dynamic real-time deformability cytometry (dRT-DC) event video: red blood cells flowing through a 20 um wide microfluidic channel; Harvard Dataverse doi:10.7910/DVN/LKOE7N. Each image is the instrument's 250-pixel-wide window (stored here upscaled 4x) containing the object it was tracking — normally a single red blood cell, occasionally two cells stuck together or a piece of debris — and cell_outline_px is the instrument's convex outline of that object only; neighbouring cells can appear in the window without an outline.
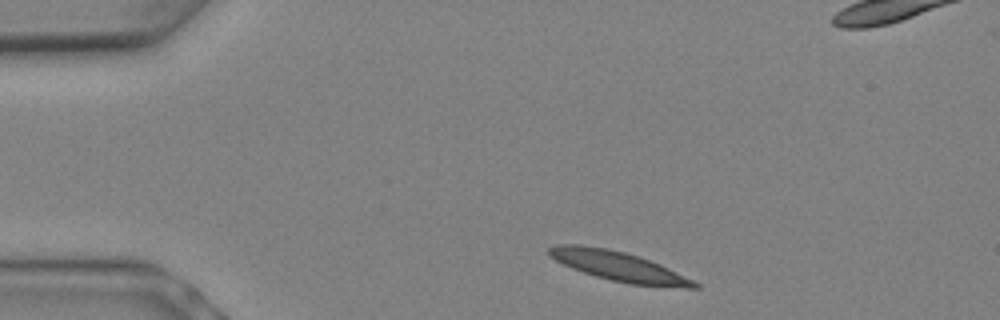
{"species": "Egyptian fruit bat (a non-hibernating species)", "species_latin": "Rousettus aegyptiacus", "temperature_condition": "warm", "stored_images_in_passage": 6, "camera_frame_rate_fps": 3000, "um_per_image_px": 0.085, "animal": {"sex": "female"}, "frame": {"image": 1, "passage_image": 1, "time_ms": 0.0, "image_size_px": [1000, 320], "cell_outline_px": [[700, 288], [684, 288], [632, 284], [612, 280], [596, 276], [572, 268], [548, 256], [548, 248], [556, 244], [580, 244], [608, 248], [624, 252], [660, 264], [700, 284]], "centroid_in_image_um": [52.55, 22.62], "position_along_channel_um": 32.4, "area_um2": 24.74}}
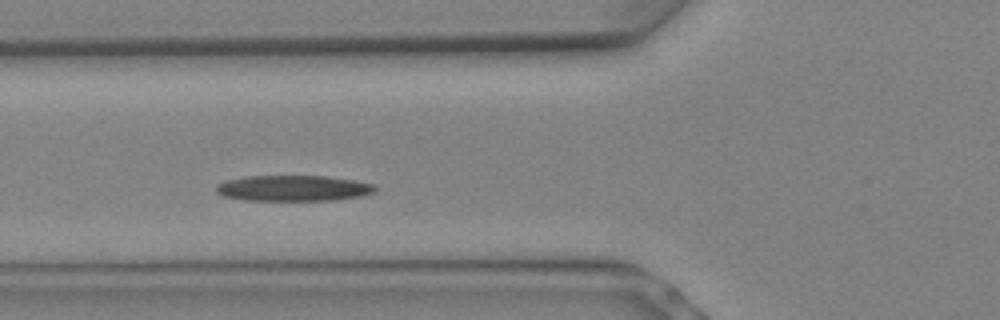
{"frame": {"image": 2, "passage_image": 5, "time_ms": 1.333, "image_size_px": [1000, 320], "cell_outline_px": [[376, 188], [372, 192], [360, 196], [332, 200], [244, 200], [224, 196], [216, 192], [216, 184], [224, 180], [248, 176], [324, 176], [352, 180], [372, 184]], "centroid_in_image_um": [24.85, 15.99], "position_along_channel_um": 101.0, "area_um2": 23.64}}